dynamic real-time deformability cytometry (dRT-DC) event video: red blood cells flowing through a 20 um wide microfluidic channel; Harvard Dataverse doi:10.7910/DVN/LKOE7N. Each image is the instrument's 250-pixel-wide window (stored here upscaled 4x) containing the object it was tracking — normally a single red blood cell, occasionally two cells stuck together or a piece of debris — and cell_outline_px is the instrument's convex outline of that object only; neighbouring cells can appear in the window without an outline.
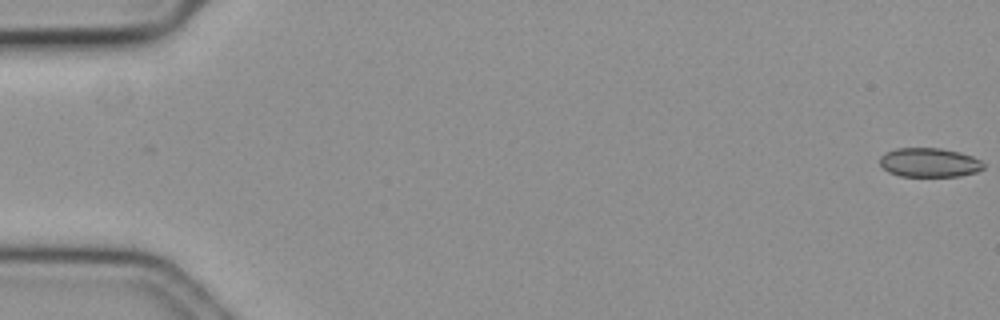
{"species": "common noctule bat (a hibernating species)", "species_latin": "Nyctalus noctula", "temperature_condition": "cold", "stored_images_in_passage": 19, "camera_frame_rate_fps": 3000, "um_per_image_px": 0.085, "animal": {"sex": "female", "body_mass_g": 19.3, "forearm_length_mm": 54.1}, "frame": {"image": 1, "passage_image": 1, "time_ms": 0.0, "image_size_px": [1000, 320], "cell_outline_px": [[984, 168], [976, 172], [960, 176], [900, 176], [888, 172], [880, 164], [880, 156], [896, 148], [940, 148], [960, 152], [972, 156], [980, 160], [984, 164]], "centroid_in_image_um": [79.0, 13.81], "position_along_channel_um": 6.0, "area_um2": 17.57}}
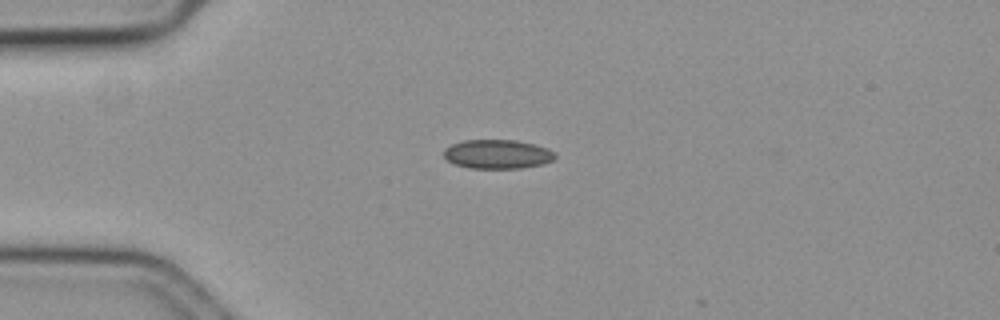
{"frame": {"image": 2, "passage_image": 16, "time_ms": 5.0, "image_size_px": [1000, 320], "cell_outline_px": [[556, 156], [552, 160], [540, 164], [520, 168], [468, 168], [456, 164], [448, 160], [444, 156], [444, 148], [452, 144], [464, 140], [516, 140], [536, 144], [548, 148]], "centroid_in_image_um": [42.27, 13.09], "position_along_channel_um": 42.7, "area_um2": 18.73}}